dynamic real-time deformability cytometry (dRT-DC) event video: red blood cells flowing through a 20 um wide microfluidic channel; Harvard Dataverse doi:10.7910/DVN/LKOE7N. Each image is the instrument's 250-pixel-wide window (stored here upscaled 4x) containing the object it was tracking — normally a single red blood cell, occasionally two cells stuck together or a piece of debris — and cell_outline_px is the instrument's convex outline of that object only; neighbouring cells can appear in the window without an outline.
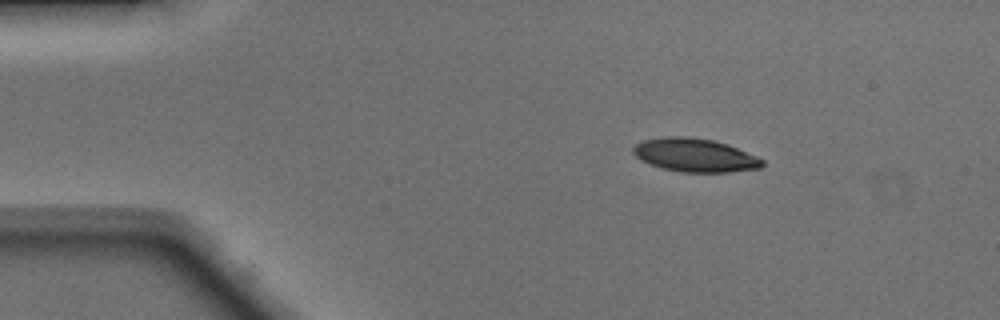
{"species": "Egyptian fruit bat (a non-hibernating species)", "species_latin": "Rousettus aegyptiacus", "temperature_condition": "warm", "stored_images_in_passage": 42, "camera_frame_rate_fps": 3000, "um_per_image_px": 0.085, "animal": {"sex": "male"}, "frame": {"image": 1, "passage_image": 1, "time_ms": 0.0, "image_size_px": [1000, 320], "cell_outline_px": [[764, 164], [760, 168], [728, 172], [680, 172], [664, 168], [640, 160], [632, 152], [632, 148], [636, 144], [644, 140], [660, 136], [688, 136], [712, 140], [728, 144], [756, 156], [764, 160]], "centroid_in_image_um": [59.06, 13.18], "position_along_channel_um": 25.9, "area_um2": 25.14}}
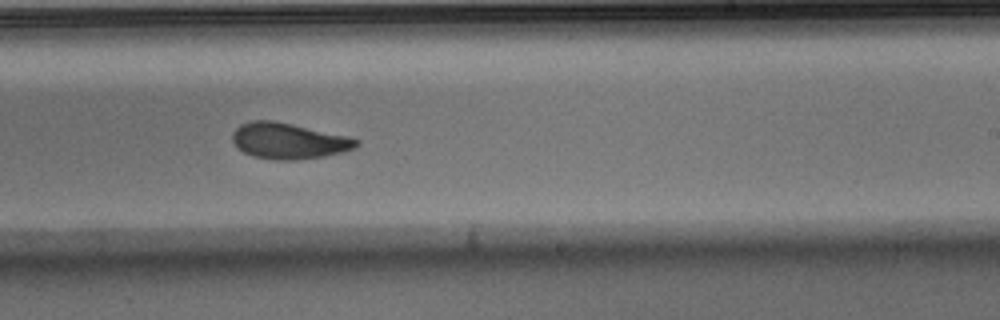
{"frame": {"image": 2, "passage_image": 23, "time_ms": 7.333, "image_size_px": [1000, 320], "cell_outline_px": [[360, 144], [356, 148], [344, 152], [324, 156], [296, 160], [276, 160], [252, 156], [236, 148], [232, 140], [232, 132], [240, 124], [252, 120], [272, 120], [292, 124], [348, 136], [360, 140]], "centroid_in_image_um": [24.53, 11.98], "position_along_channel_um": 264.5, "area_um2": 26.18}}
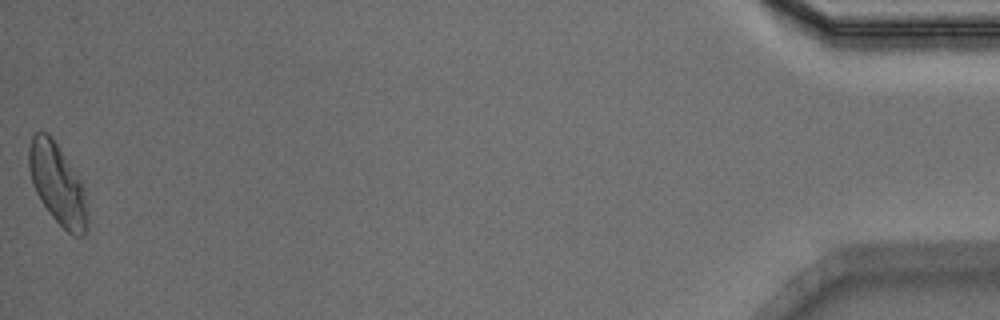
{"frame": {"image": 3, "passage_image": 42, "time_ms": 13.667, "image_size_px": [1000, 320], "cell_outline_px": [[88, 228], [84, 236], [72, 236], [48, 212], [40, 200], [32, 184], [28, 168], [28, 148], [32, 136], [36, 132], [48, 132], [84, 184], [88, 220]], "centroid_in_image_um": [4.9, 15.67], "position_along_channel_um": 430.3, "area_um2": 27.74}, "authors_computed_cell_mechanics": {"area_um2": 25.9811, "velocity_mm_per_s": 4.1402, "shape_relaxation_time_tau1_ms": 5.951, "shape_relaxation_time_tau2_ms": 2.3811, "deformation_change_tau1": 0.1734, "deformation_change_tau2": 0.0851}}